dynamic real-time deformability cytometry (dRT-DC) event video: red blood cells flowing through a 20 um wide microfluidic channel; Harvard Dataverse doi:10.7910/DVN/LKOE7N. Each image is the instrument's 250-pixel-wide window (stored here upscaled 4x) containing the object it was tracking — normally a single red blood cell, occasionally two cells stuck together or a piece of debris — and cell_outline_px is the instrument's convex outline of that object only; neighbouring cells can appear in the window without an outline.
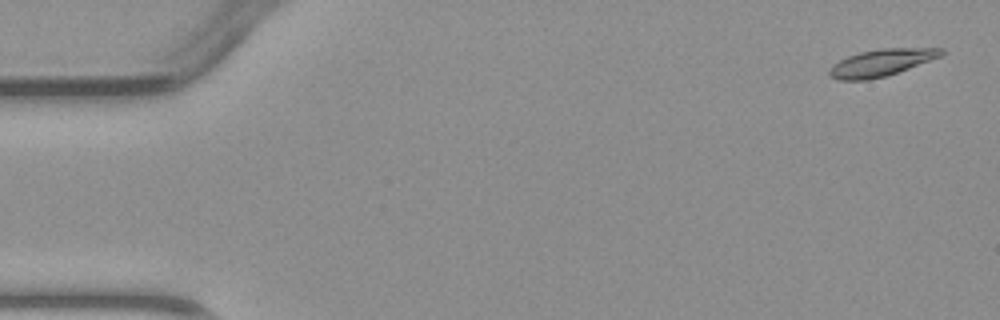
{"species": "common noctule bat (a hibernating species)", "species_latin": "Nyctalus noctula", "temperature_condition": "warm", "stored_images_in_passage": 4, "camera_frame_rate_fps": 3000, "um_per_image_px": 0.085, "animal": {"sex": "male", "body_mass_g": 23.1, "forearm_length_mm": 52.7}, "frame": {"image": 1, "passage_image": 1, "time_ms": 0.0, "image_size_px": [1000, 320], "cell_outline_px": [[944, 52], [940, 56], [908, 68], [884, 76], [868, 80], [840, 80], [828, 76], [828, 68], [832, 64], [848, 56], [860, 52], [880, 48], [944, 48]], "centroid_in_image_um": [74.84, 5.32], "position_along_channel_um": 10.2, "area_um2": 17.4}}
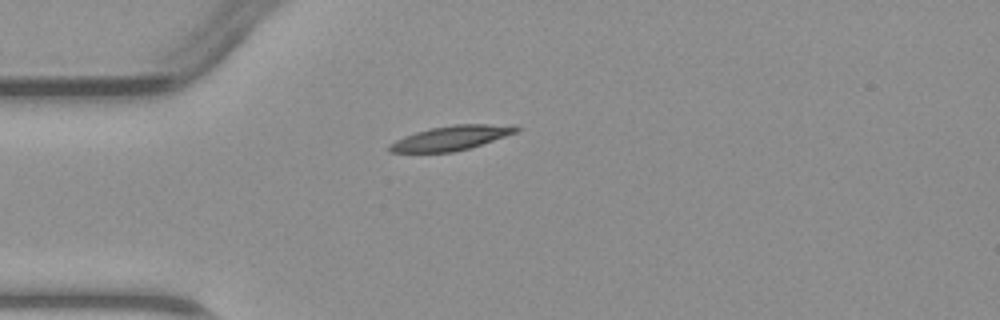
{"frame": {"image": 2, "passage_image": 4, "time_ms": 3.667, "image_size_px": [1000, 320], "cell_outline_px": [[520, 128], [516, 132], [468, 148], [452, 152], [388, 152], [388, 144], [404, 136], [416, 132], [432, 128], [456, 124], [516, 124]], "centroid_in_image_um": [38.34, 11.71], "position_along_channel_um": 46.7, "area_um2": 17.86}}